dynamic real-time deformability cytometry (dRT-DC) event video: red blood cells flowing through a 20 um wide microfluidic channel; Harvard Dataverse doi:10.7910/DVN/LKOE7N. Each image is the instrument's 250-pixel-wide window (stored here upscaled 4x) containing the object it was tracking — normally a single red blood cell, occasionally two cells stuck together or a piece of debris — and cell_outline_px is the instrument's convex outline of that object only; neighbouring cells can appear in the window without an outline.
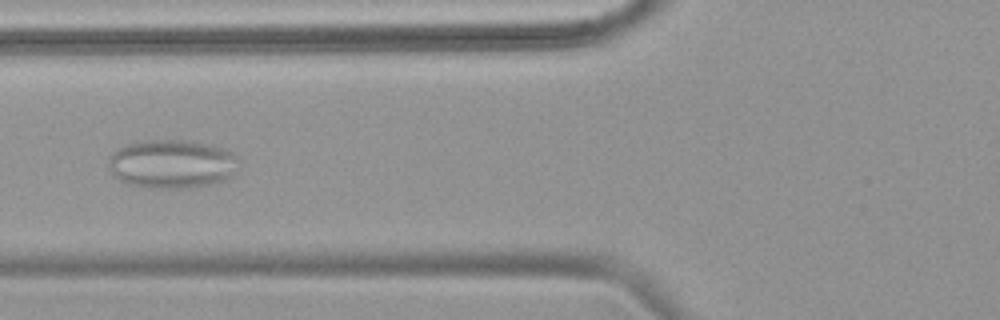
{"species": "common noctule bat (a hibernating species)", "species_latin": "Nyctalus noctula", "temperature_condition": "warm", "stored_images_in_passage": 47, "camera_frame_rate_fps": 3000, "um_per_image_px": 0.085, "animal": {"sex": "female", "body_mass_g": 18.4}, "frame": {"image": 1, "passage_image": 14, "time_ms": 4.333, "image_size_px": [1000, 320], "cell_outline_px": [[232, 176], [228, 180], [212, 184], [192, 188], [148, 188], [132, 184], [120, 180], [112, 176], [108, 164], [108, 160], [112, 152], [116, 148], [128, 144], [144, 140], [188, 140], [208, 144], [232, 152]], "centroid_in_image_um": [14.51, 13.94], "position_along_channel_um": 111.3, "area_um2": 36.7}}
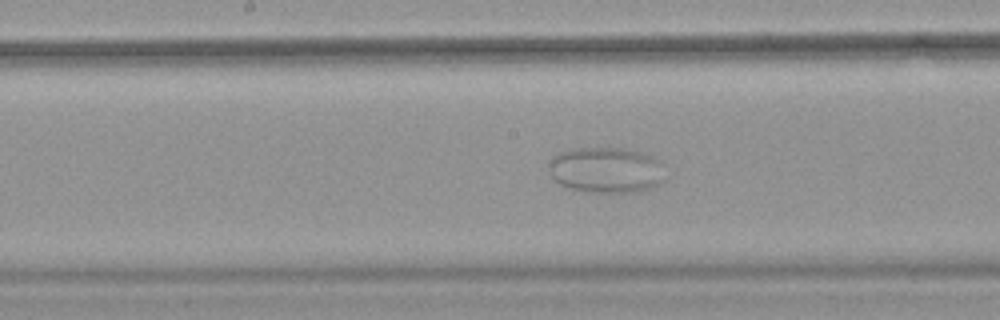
{"frame": {"image": 2, "passage_image": 21, "time_ms": 6.667, "image_size_px": [1000, 320], "cell_outline_px": [[664, 180], [660, 184], [652, 188], [640, 192], [588, 192], [568, 188], [560, 184], [552, 176], [548, 164], [552, 156], [560, 152], [572, 148], [620, 148], [640, 152], [652, 156]], "centroid_in_image_um": [51.44, 14.46], "position_along_channel_um": 196.8, "area_um2": 30.69}}
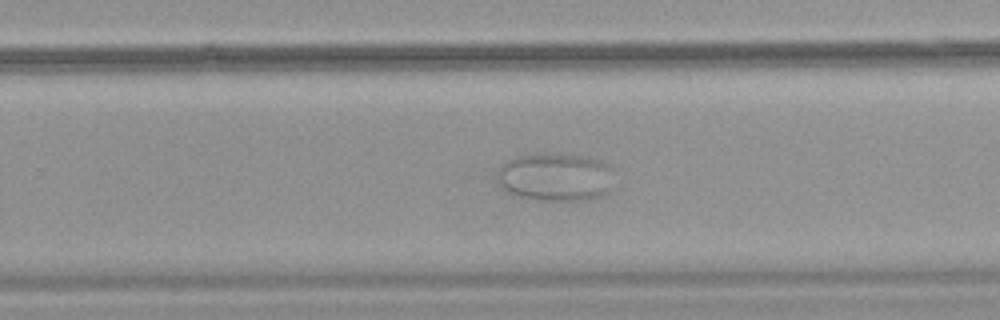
{"frame": {"image": 3, "passage_image": 28, "time_ms": 9.0, "image_size_px": [1000, 320], "cell_outline_px": [[612, 188], [608, 192], [600, 196], [588, 200], [536, 200], [520, 196], [508, 192], [500, 188], [500, 168], [508, 160], [516, 156], [544, 152], [556, 152], [588, 156], [600, 160], [608, 168]], "centroid_in_image_um": [47.21, 15.03], "position_along_channel_um": 282.6, "area_um2": 32.83}}